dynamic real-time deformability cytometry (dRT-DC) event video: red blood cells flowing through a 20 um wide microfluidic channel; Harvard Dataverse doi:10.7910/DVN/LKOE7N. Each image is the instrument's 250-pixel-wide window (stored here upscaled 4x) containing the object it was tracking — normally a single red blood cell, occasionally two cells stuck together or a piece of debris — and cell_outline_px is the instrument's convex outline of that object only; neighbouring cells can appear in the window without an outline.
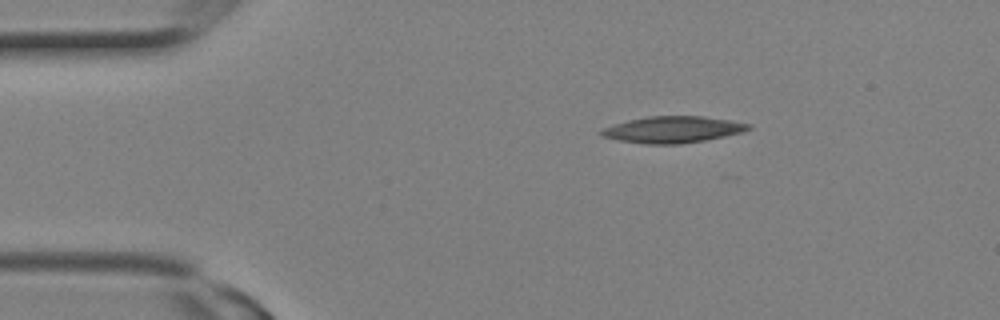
{"species": "Egyptian fruit bat (a non-hibernating species)", "species_latin": "Rousettus aegyptiacus", "temperature_condition": "room temperature", "stored_images_in_passage": 12, "camera_frame_rate_fps": 3000, "um_per_image_px": 0.085, "animal": {"sex": "female"}, "frame": {"image": 1, "passage_image": 1, "time_ms": 0.0, "image_size_px": [1000, 320], "cell_outline_px": [[752, 128], [744, 132], [704, 140], [680, 144], [648, 144], [620, 140], [604, 136], [600, 132], [604, 128], [628, 120], [648, 116], [704, 116], [752, 124]], "centroid_in_image_um": [57.26, 11.0], "position_along_channel_um": 27.7, "area_um2": 22.43}}
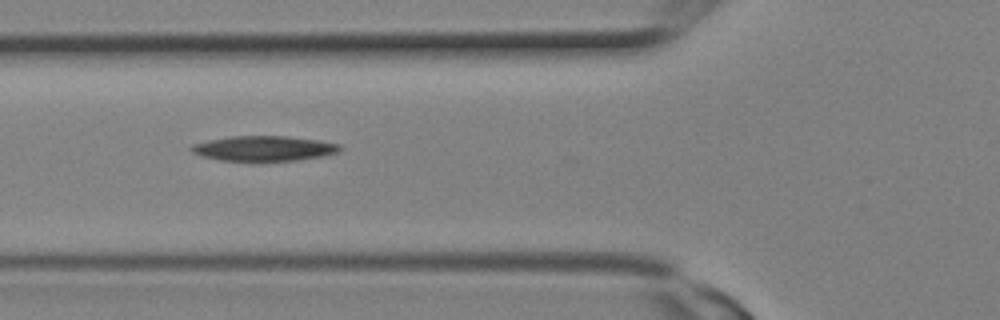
{"frame": {"image": 2, "passage_image": 6, "time_ms": 1.667, "image_size_px": [1000, 320], "cell_outline_px": [[340, 148], [336, 152], [320, 156], [296, 160], [252, 164], [220, 160], [200, 156], [192, 152], [188, 148], [192, 144], [208, 140], [232, 136], [284, 136], [316, 140], [340, 144]], "centroid_in_image_um": [22.31, 12.66], "position_along_channel_um": 103.5, "area_um2": 22.37}}
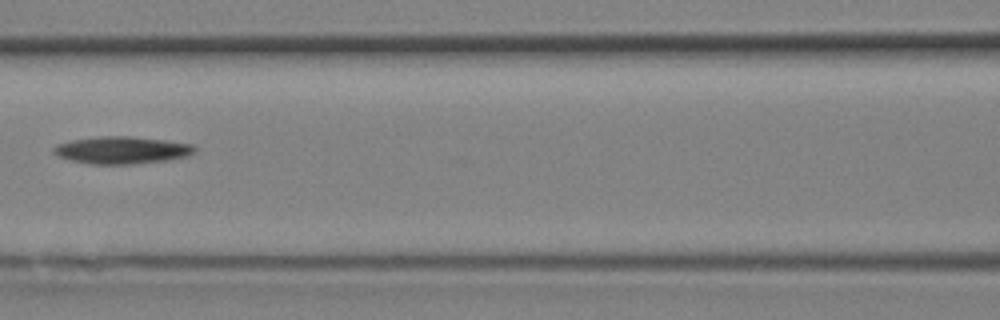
{"frame": {"image": 3, "passage_image": 8, "time_ms": 2.333, "image_size_px": [1000, 320], "cell_outline_px": [[196, 152], [188, 156], [168, 160], [132, 164], [88, 164], [56, 156], [52, 152], [52, 148], [56, 144], [72, 140], [104, 136], [128, 136], [164, 140], [192, 144], [196, 148]], "centroid_in_image_um": [10.35, 12.77], "position_along_channel_um": 156.3, "area_um2": 22.48}}